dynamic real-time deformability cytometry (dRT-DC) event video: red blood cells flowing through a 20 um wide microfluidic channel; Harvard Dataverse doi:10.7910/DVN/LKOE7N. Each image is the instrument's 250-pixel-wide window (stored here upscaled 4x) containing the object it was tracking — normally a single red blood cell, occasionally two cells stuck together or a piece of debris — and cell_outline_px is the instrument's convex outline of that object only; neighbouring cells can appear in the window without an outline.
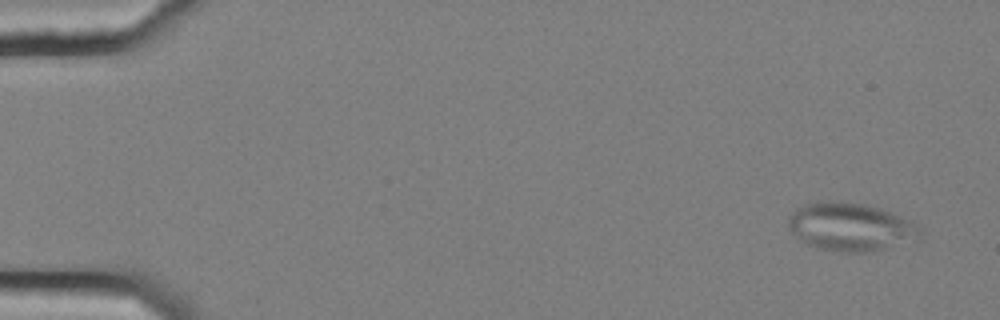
{"species": "common noctule bat (a hibernating species)", "species_latin": "Nyctalus noctula", "temperature_condition": "cold", "stored_images_in_passage": 55, "camera_frame_rate_fps": 3000, "um_per_image_px": 0.085, "animal": {"sex": "female", "body_mass_g": 25.1}, "frame": {"image": 1, "passage_image": 3, "time_ms": 0.667, "image_size_px": [1000, 320], "cell_outline_px": [[924, 232], [920, 240], [872, 252], [836, 252], [816, 248], [800, 240], [792, 232], [788, 224], [788, 216], [796, 208], [804, 204], [828, 200], [864, 204], [880, 208], [912, 220]], "centroid_in_image_um": [72.35, 19.3], "position_along_channel_um": 12.6, "area_um2": 37.63}}
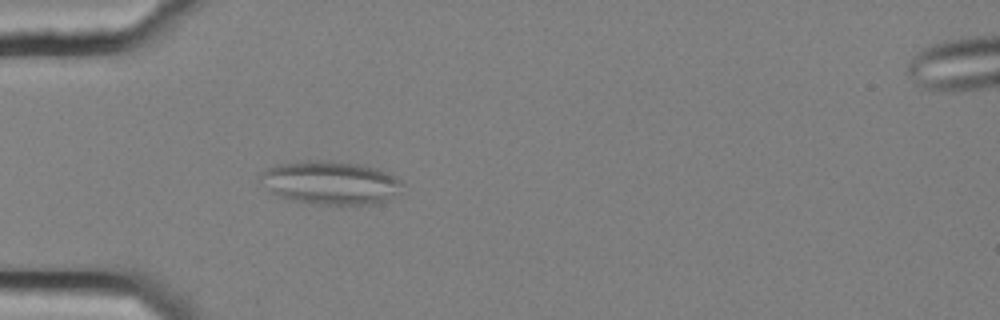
{"frame": {"image": 2, "passage_image": 17, "time_ms": 5.333, "image_size_px": [1000, 320], "cell_outline_px": [[404, 184], [400, 192], [388, 200], [376, 204], [316, 204], [292, 200], [280, 196], [272, 192], [256, 176], [260, 172], [276, 164], [308, 160], [332, 160], [364, 164], [376, 168], [396, 176]], "centroid_in_image_um": [28.12, 15.51], "position_along_channel_um": 56.9, "area_um2": 36.3}}
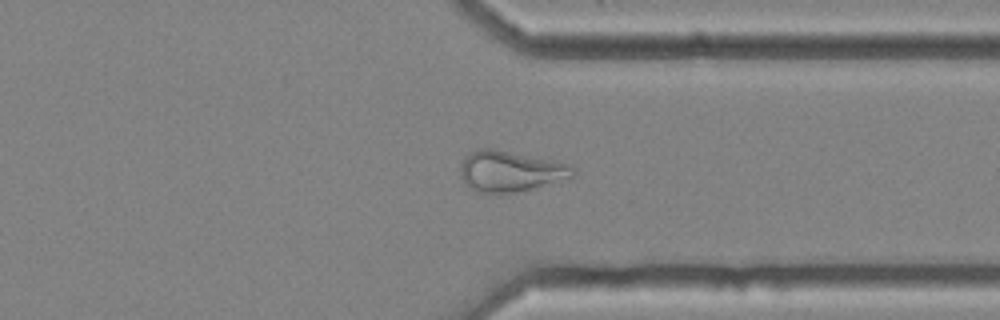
{"frame": {"image": 3, "passage_image": 43, "time_ms": 14.0, "image_size_px": [1000, 320], "cell_outline_px": [[576, 176], [572, 180], [516, 192], [476, 192], [460, 176], [460, 164], [472, 152], [484, 148], [492, 148], [568, 164], [576, 168]], "centroid_in_image_um": [43.48, 14.58], "position_along_channel_um": 367.9, "area_um2": 26.65}, "authors_computed_cell_mechanics": {"area_um2": 29.5936, "velocity_mm_per_s": 3.6724, "shape_relaxation_time_tau1_ms": null, "shape_relaxation_time_tau2_ms": 1.9077, "deformation_change_tau1": null, "deformation_change_tau2": 0.0961}}